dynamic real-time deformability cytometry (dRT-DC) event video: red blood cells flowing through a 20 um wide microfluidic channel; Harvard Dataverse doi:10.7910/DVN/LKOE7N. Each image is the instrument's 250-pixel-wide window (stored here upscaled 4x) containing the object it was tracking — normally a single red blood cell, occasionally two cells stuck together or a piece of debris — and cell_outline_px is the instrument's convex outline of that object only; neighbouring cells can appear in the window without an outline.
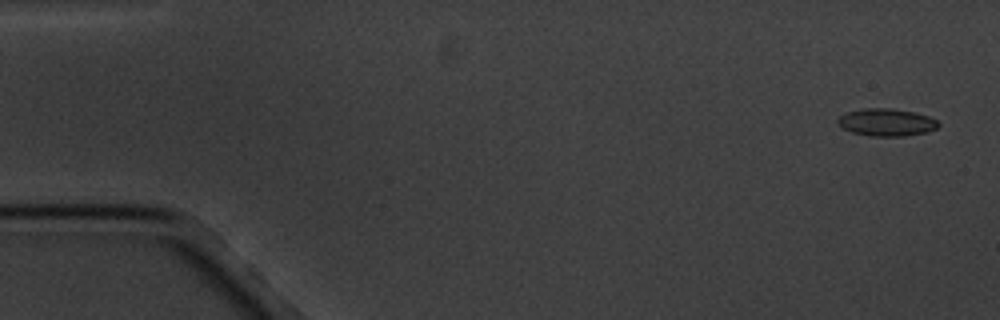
{"species": "common noctule bat (a hibernating species)", "species_latin": "Nyctalus noctula", "temperature_condition": "cold", "stored_images_in_passage": 4, "camera_frame_rate_fps": 3000, "um_per_image_px": 0.085, "animal": {"sex": "male", "body_mass_g": 20.1, "forearm_length_mm": 53.5}, "frame": {"image": 1, "passage_image": 1, "time_ms": 0.0, "image_size_px": [1000, 320], "cell_outline_px": [[940, 124], [936, 128], [928, 132], [904, 136], [872, 136], [852, 132], [844, 128], [836, 120], [840, 116], [848, 112], [864, 108], [892, 108], [912, 112], [928, 116], [936, 120]], "centroid_in_image_um": [75.37, 10.4], "position_along_channel_um": 9.6, "area_um2": 15.9}}